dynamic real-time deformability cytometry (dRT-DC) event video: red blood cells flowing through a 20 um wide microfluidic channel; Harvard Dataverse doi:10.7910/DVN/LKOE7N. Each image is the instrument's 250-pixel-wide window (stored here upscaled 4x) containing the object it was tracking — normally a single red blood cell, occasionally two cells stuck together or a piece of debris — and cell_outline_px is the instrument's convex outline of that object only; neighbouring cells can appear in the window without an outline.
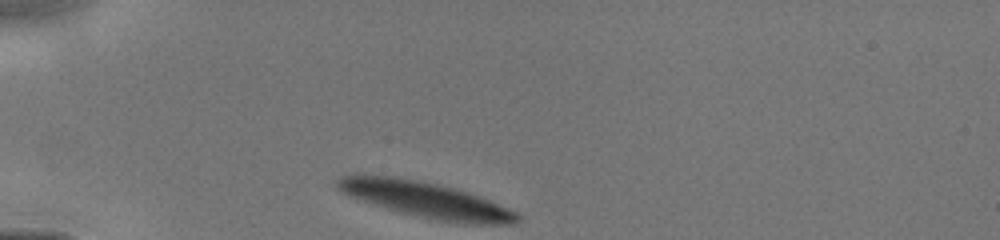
{"species": "human", "species_latin": "Homo sapiens", "temperature_condition": "cold", "stored_images_in_passage": 27, "camera_frame_rate_fps": 3000, "um_per_image_px": 0.085, "donor": {"sex": "male"}, "frame": {"image": 1, "passage_image": 1, "time_ms": 0.0, "image_size_px": [1000, 240], "cell_outline_px": [[520, 220], [516, 224], [464, 224], [436, 220], [388, 208], [348, 196], [340, 192], [336, 188], [336, 180], [340, 176], [356, 172], [360, 172], [392, 176], [416, 180], [436, 184], [468, 192], [508, 208], [516, 212], [520, 216]], "centroid_in_image_um": [36.11, 16.95], "position_along_channel_um": 48.9, "area_um2": 37.57}}
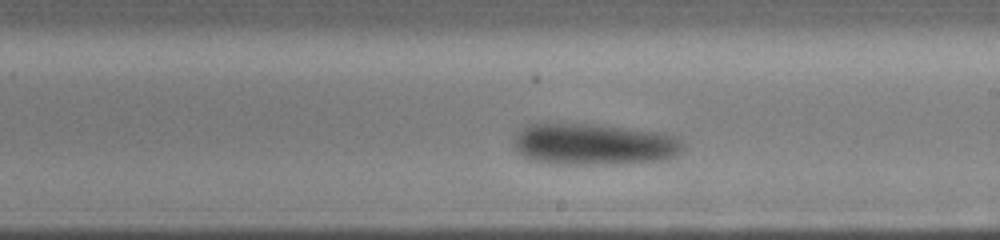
{"frame": {"image": 2, "passage_image": 16, "time_ms": 5.0, "image_size_px": [1000, 240], "cell_outline_px": [[684, 148], [676, 156], [664, 160], [616, 164], [552, 164], [528, 160], [516, 152], [512, 144], [512, 140], [524, 124], [540, 120], [600, 124], [660, 132], [676, 136], [684, 144]], "centroid_in_image_um": [50.36, 12.22], "position_along_channel_um": 238.6, "area_um2": 42.89}}
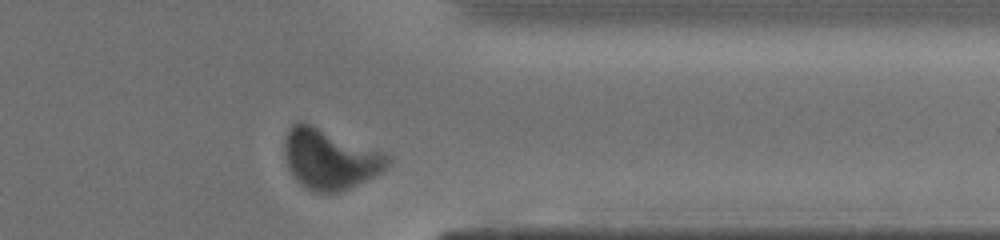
{"frame": {"image": 3, "passage_image": 26, "time_ms": 8.333, "image_size_px": [1000, 240], "cell_outline_px": [[392, 156], [388, 164], [380, 172], [356, 184], [332, 192], [316, 192], [308, 188], [296, 180], [288, 168], [284, 152], [284, 140], [288, 128], [296, 120], [300, 120], [384, 152]], "centroid_in_image_um": [27.99, 13.47], "position_along_channel_um": 383.4, "area_um2": 35.66}}